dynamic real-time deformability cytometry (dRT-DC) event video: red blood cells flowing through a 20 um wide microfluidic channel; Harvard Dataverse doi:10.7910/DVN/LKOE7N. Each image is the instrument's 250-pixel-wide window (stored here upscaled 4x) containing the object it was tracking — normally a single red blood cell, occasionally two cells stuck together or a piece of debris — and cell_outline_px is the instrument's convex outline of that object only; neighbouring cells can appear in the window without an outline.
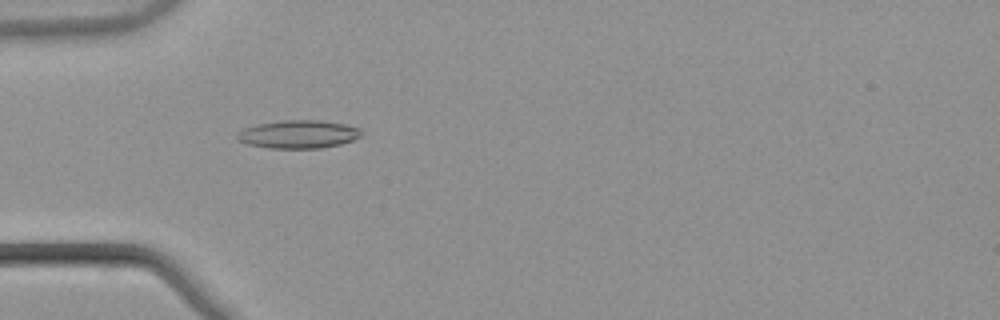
{"species": "common noctule bat (a hibernating species)", "species_latin": "Nyctalus noctula", "temperature_condition": "warm", "stored_images_in_passage": 46, "camera_frame_rate_fps": 3000, "um_per_image_px": 0.085, "animal": {"sex": "male", "body_mass_g": 21.5, "forearm_length_mm": 52.0}, "frame": {"image": 1, "passage_image": 10, "time_ms": 3.0, "image_size_px": [1000, 320], "cell_outline_px": [[360, 136], [352, 140], [340, 144], [320, 148], [268, 148], [248, 144], [236, 140], [236, 136], [244, 128], [256, 124], [284, 120], [320, 120], [344, 124], [360, 128]], "centroid_in_image_um": [25.33, 11.41], "position_along_channel_um": 59.7, "area_um2": 20.23}}
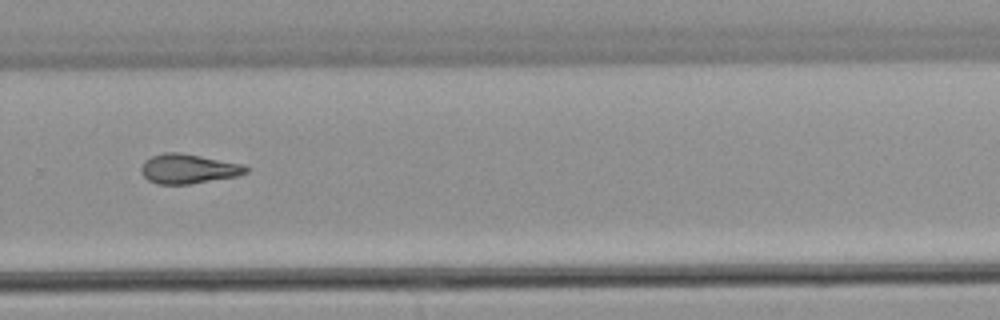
{"frame": {"image": 2, "passage_image": 30, "time_ms": 9.667, "image_size_px": [1000, 320], "cell_outline_px": [[248, 172], [236, 176], [188, 184], [156, 184], [148, 180], [140, 172], [140, 168], [144, 160], [152, 156], [164, 152], [180, 152], [244, 164], [248, 168]], "centroid_in_image_um": [15.98, 14.34], "position_along_channel_um": 313.8, "area_um2": 18.09}}
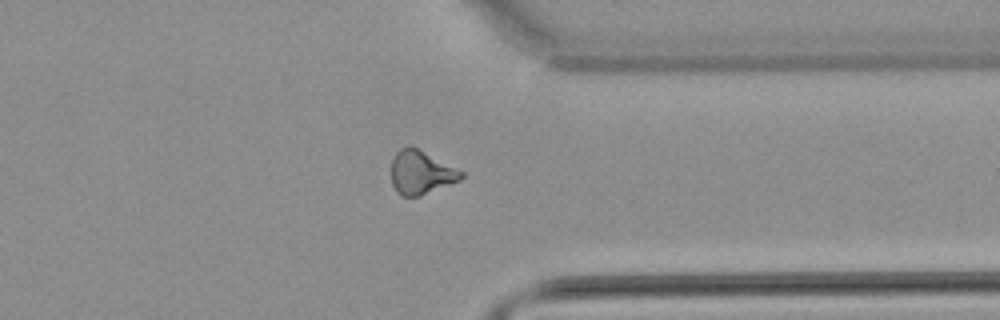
{"frame": {"image": 3, "passage_image": 35, "time_ms": 11.333, "image_size_px": [1000, 320], "cell_outline_px": [[464, 176], [460, 180], [420, 196], [404, 196], [396, 192], [392, 184], [392, 160], [396, 152], [400, 148], [408, 144], [412, 144], [464, 172]], "centroid_in_image_um": [35.78, 14.62], "position_along_channel_um": 375.6, "area_um2": 17.98}, "authors_computed_cell_mechanics": {"area_um2": 17.9469, "velocity_mm_per_s": 3.8824, "shape_relaxation_time_tau1_ms": null, "shape_relaxation_time_tau2_ms": 8.2805, "deformation_change_tau1": null, "deformation_change_tau2": 0.1991}}